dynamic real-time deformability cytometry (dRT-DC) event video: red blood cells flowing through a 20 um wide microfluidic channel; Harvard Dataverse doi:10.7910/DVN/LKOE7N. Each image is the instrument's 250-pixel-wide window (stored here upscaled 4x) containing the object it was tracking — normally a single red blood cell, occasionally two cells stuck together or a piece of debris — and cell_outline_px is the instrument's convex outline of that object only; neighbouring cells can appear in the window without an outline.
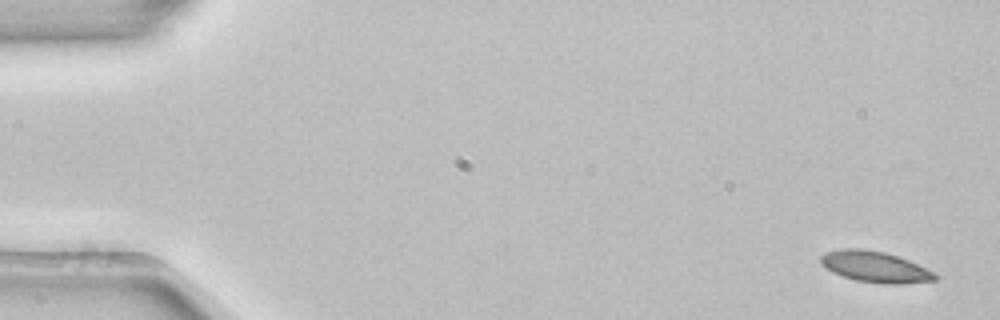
{"species": "common noctule bat (a hibernating species)", "species_latin": "Nyctalus noctula", "temperature_condition": "room temperature", "stored_images_in_passage": 6, "camera_frame_rate_fps": 3000, "um_per_image_px": 0.085, "animal": {"sex": "female", "body_mass_g": 22.7, "forearm_length_mm": 54.2}, "frame": {"image": 1, "passage_image": 1, "time_ms": 0.0, "image_size_px": [1000, 320], "cell_outline_px": [[940, 276], [936, 280], [904, 284], [892, 284], [856, 280], [832, 272], [820, 264], [820, 256], [824, 252], [840, 248], [864, 248], [884, 252], [908, 260], [936, 272]], "centroid_in_image_um": [74.39, 22.67], "position_along_channel_um": 10.6, "area_um2": 20.81}}
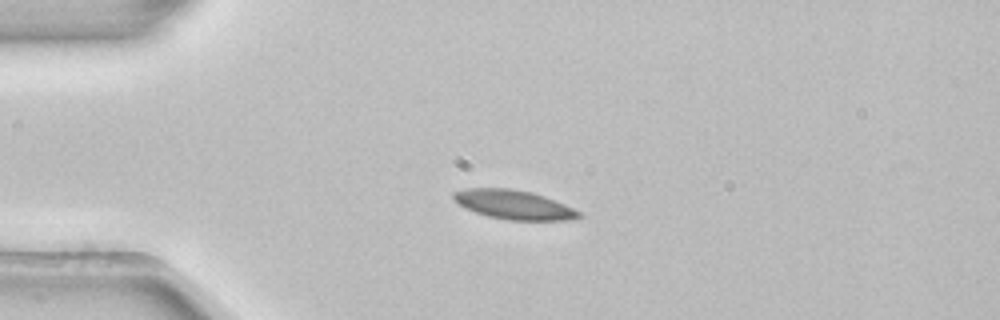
{"frame": {"image": 2, "passage_image": 3, "time_ms": 0.667, "image_size_px": [1000, 320], "cell_outline_px": [[584, 216], [572, 220], [508, 220], [488, 216], [476, 212], [460, 204], [452, 196], [452, 192], [468, 188], [512, 188], [532, 192], [544, 196], [564, 204], [580, 212]], "centroid_in_image_um": [43.71, 17.39], "position_along_channel_um": 41.3, "area_um2": 21.15}}